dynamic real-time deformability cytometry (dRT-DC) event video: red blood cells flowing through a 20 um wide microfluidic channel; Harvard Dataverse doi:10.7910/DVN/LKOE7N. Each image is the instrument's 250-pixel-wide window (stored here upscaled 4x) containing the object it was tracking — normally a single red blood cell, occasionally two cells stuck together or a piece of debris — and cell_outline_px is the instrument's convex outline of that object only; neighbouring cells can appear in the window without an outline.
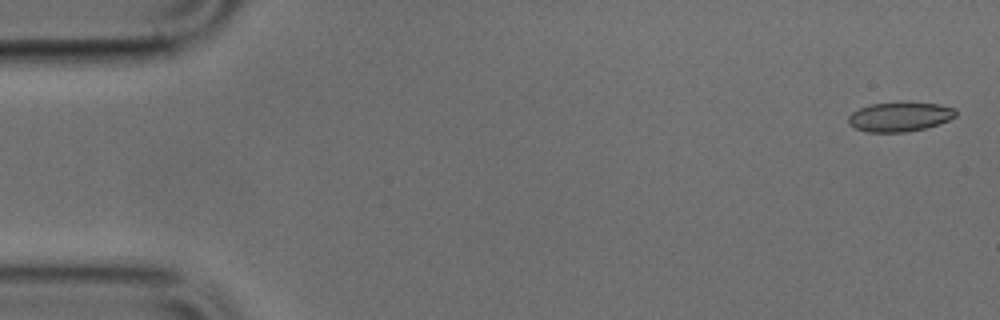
{"species": "common noctule bat (a hibernating species)", "species_latin": "Nyctalus noctula", "temperature_condition": "cold", "stored_images_in_passage": 50, "camera_frame_rate_fps": 3000, "um_per_image_px": 0.085, "animal": {"sex": "male", "body_mass_g": 17.9, "forearm_length_mm": 54.2}, "frame": {"image": 1, "passage_image": 2, "time_ms": 0.333, "image_size_px": [1000, 320], "cell_outline_px": [[956, 116], [948, 120], [924, 128], [908, 132], [868, 132], [856, 128], [848, 124], [848, 116], [852, 112], [860, 108], [872, 104], [900, 100], [908, 100], [940, 104], [956, 108]], "centroid_in_image_um": [76.49, 9.88], "position_along_channel_um": 8.5, "area_um2": 18.96}}
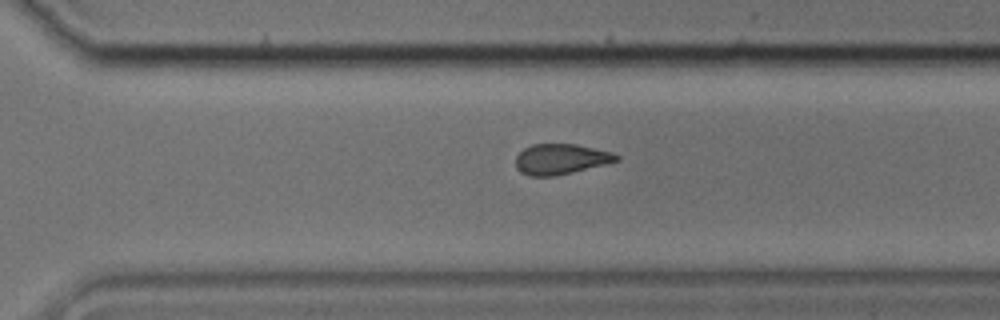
{"frame": {"image": 2, "passage_image": 35, "time_ms": 11.333, "image_size_px": [1000, 320], "cell_outline_px": [[620, 160], [556, 176], [528, 176], [520, 172], [516, 168], [516, 156], [524, 148], [532, 144], [576, 144], [612, 152], [620, 156]], "centroid_in_image_um": [47.65, 13.52], "position_along_channel_um": 323.0, "area_um2": 17.86}}
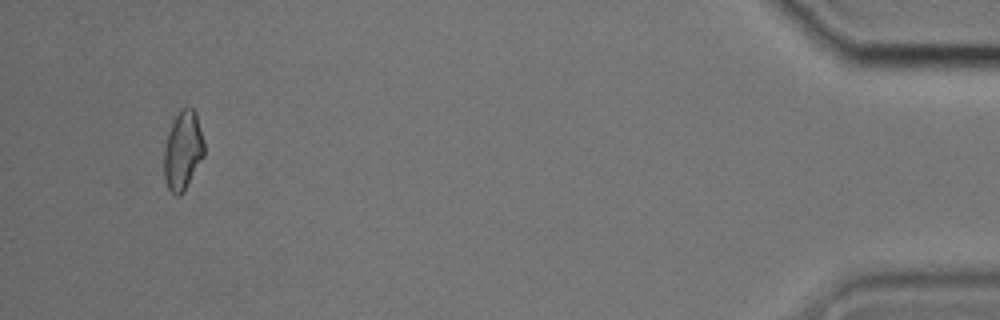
{"frame": {"image": 3, "passage_image": 48, "time_ms": 15.667, "image_size_px": [1000, 320], "cell_outline_px": [[204, 156], [180, 196], [176, 196], [168, 188], [164, 180], [164, 144], [172, 120], [180, 108], [192, 108], [196, 112], [204, 140]], "centroid_in_image_um": [15.53, 12.76], "position_along_channel_um": 419.7, "area_um2": 18.55}}